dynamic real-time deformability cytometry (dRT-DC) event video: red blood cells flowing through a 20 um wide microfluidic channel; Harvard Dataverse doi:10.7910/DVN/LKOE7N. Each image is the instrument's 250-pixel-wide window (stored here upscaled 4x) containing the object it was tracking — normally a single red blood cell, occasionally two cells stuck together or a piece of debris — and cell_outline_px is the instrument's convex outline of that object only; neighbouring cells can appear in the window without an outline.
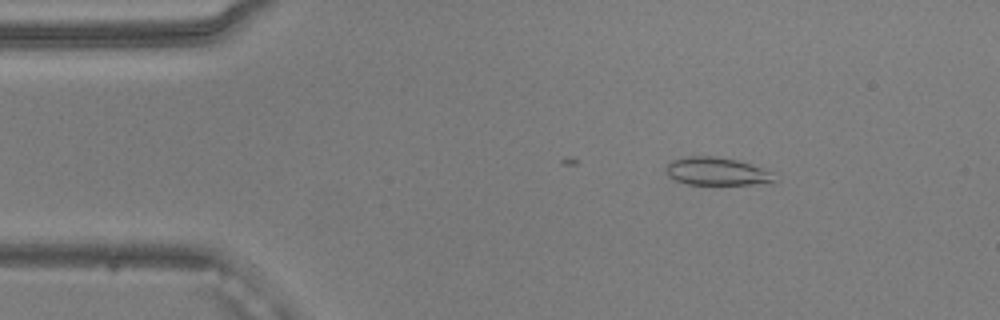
{"species": "common noctule bat (a hibernating species)", "species_latin": "Nyctalus noctula", "temperature_condition": "warm", "stored_images_in_passage": 17, "camera_frame_rate_fps": 3000, "um_per_image_px": 0.085, "animal": {"sex": "male", "body_mass_g": 20.5, "forearm_length_mm": 52.5}, "frame": {"image": 1, "passage_image": 3, "time_ms": 0.667, "image_size_px": [1000, 320], "cell_outline_px": [[780, 180], [752, 184], [688, 184], [676, 180], [668, 176], [664, 168], [672, 160], [692, 156], [712, 156], [736, 160], [780, 172]], "centroid_in_image_um": [61.05, 14.57], "position_along_channel_um": 24.0, "area_um2": 17.92}}
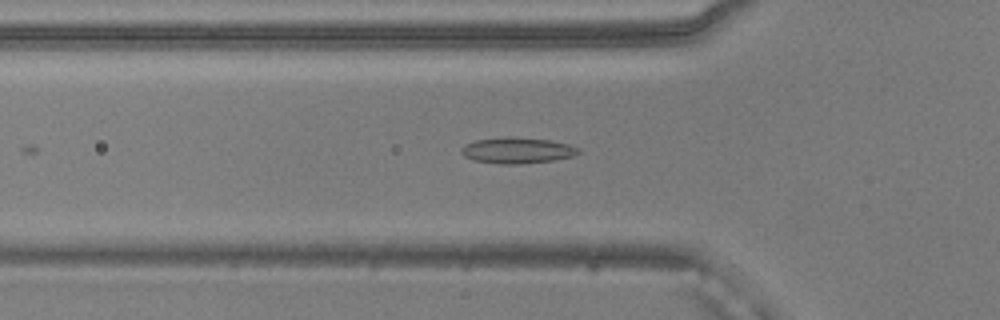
{"frame": {"image": 2, "passage_image": 12, "time_ms": 3.667, "image_size_px": [1000, 320], "cell_outline_px": [[580, 152], [576, 156], [552, 160], [520, 164], [500, 164], [472, 160], [464, 156], [460, 152], [460, 148], [464, 144], [476, 140], [504, 136], [508, 136], [548, 140], [568, 144], [580, 148]], "centroid_in_image_um": [43.94, 12.78], "position_along_channel_um": 81.9, "area_um2": 17.92}}